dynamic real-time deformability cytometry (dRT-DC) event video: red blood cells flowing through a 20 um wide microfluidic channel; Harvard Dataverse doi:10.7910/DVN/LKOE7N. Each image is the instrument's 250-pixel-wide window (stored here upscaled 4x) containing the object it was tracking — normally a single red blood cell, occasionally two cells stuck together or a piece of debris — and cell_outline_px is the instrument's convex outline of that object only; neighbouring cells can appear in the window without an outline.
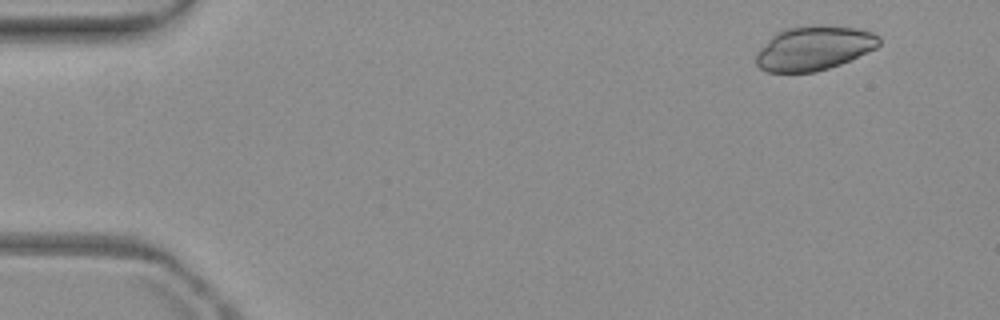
{"species": "common noctule bat (a hibernating species)", "species_latin": "Nyctalus noctula", "temperature_condition": "warm", "stored_images_in_passage": 4, "camera_frame_rate_fps": 3000, "um_per_image_px": 0.085, "animal": {"sex": "female", "body_mass_g": 19.3, "forearm_length_mm": 54.1}, "frame": {"image": 1, "passage_image": 1, "time_ms": 0.0, "image_size_px": [1000, 320], "cell_outline_px": [[880, 44], [876, 48], [840, 64], [816, 72], [768, 72], [760, 68], [756, 64], [756, 52], [776, 32], [784, 28], [816, 24], [852, 28], [872, 32], [880, 36]], "centroid_in_image_um": [69.16, 4.09], "position_along_channel_um": 15.8, "area_um2": 31.73}}